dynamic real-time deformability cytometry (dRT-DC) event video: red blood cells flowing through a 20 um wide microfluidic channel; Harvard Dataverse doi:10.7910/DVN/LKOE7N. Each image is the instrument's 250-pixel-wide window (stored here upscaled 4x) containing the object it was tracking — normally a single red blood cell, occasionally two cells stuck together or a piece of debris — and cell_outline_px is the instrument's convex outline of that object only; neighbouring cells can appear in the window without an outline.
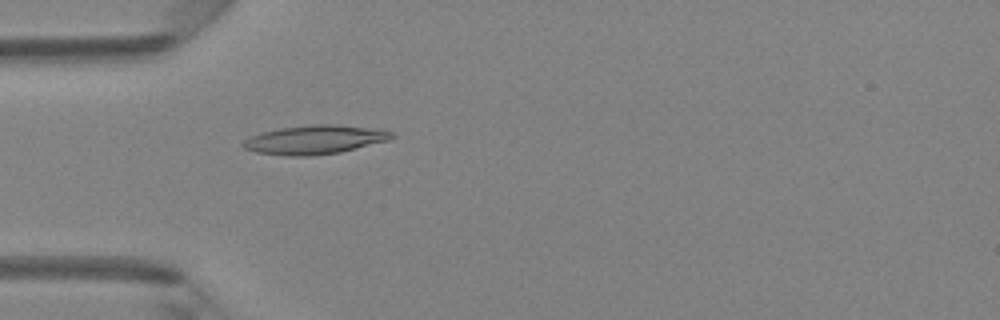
{"species": "Egyptian fruit bat (a non-hibernating species)", "species_latin": "Rousettus aegyptiacus", "temperature_condition": "room temperature", "stored_images_in_passage": 49, "camera_frame_rate_fps": 3000, "um_per_image_px": 0.085, "animal": {"sex": "female"}, "frame": {"image": 1, "passage_image": 15, "time_ms": 4.667, "image_size_px": [1000, 320], "cell_outline_px": [[396, 136], [388, 140], [340, 152], [308, 156], [288, 156], [256, 152], [244, 148], [240, 144], [244, 140], [260, 132], [280, 128], [312, 124], [336, 124], [384, 128], [392, 132]], "centroid_in_image_um": [26.79, 11.85], "position_along_channel_um": 58.2, "area_um2": 25.26}}
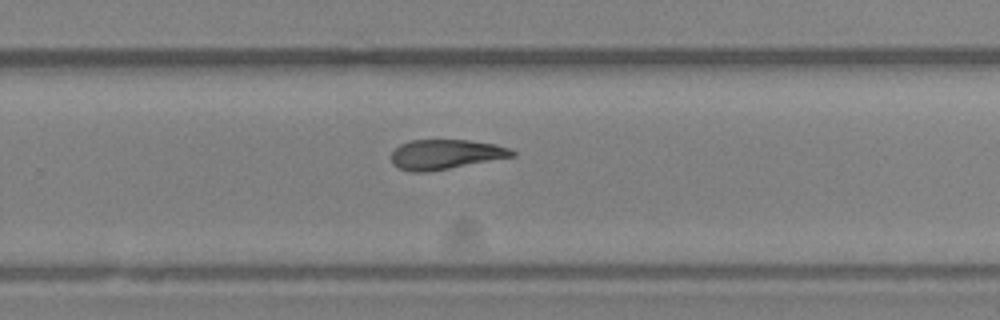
{"frame": {"image": 2, "passage_image": 32, "time_ms": 10.333, "image_size_px": [1000, 320], "cell_outline_px": [[516, 156], [428, 172], [408, 172], [392, 164], [392, 152], [400, 144], [408, 140], [468, 140], [496, 144], [512, 148], [516, 152]], "centroid_in_image_um": [37.9, 13.12], "position_along_channel_um": 291.9, "area_um2": 21.15}}
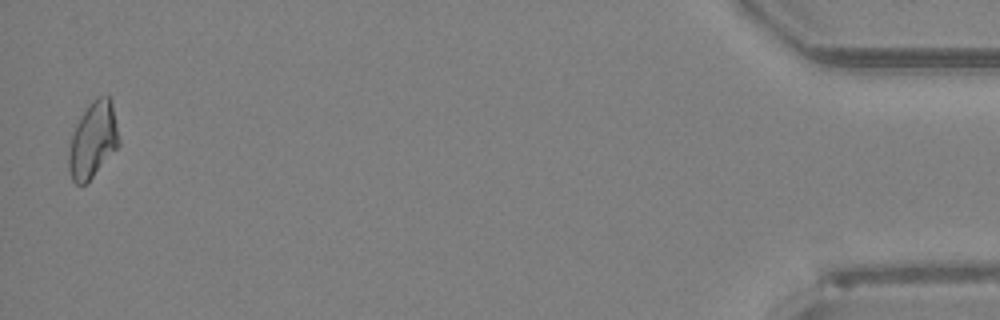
{"frame": {"image": 3, "passage_image": 48, "time_ms": 15.667, "image_size_px": [1000, 320], "cell_outline_px": [[120, 144], [92, 176], [84, 184], [76, 184], [72, 180], [68, 168], [68, 152], [72, 132], [76, 124], [88, 104], [92, 100], [100, 96], [108, 96], [112, 100], [120, 140]], "centroid_in_image_um": [7.89, 11.87], "position_along_channel_um": 427.3, "area_um2": 22.08}, "authors_computed_cell_mechanics": {"area_um2": 22.1952, "velocity_mm_per_s": 4.2148, "shape_relaxation_time_tau1_ms": 6.7214, "shape_relaxation_time_tau2_ms": 6.0126, "deformation_change_tau1": 0.1968, "deformation_change_tau2": 0.1668}}